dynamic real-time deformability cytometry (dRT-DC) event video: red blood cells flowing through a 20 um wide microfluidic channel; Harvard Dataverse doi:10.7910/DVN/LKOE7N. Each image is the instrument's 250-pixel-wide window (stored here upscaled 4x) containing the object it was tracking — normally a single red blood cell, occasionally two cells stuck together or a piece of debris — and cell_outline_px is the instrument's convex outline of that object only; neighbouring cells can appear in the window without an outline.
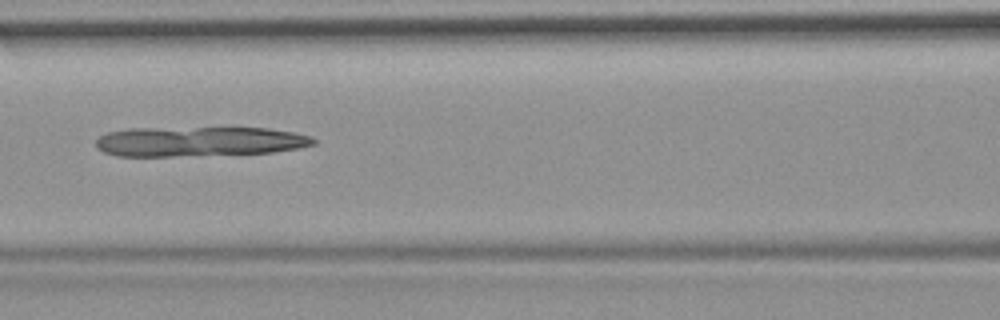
{"species": "common noctule bat (a hibernating species)", "species_latin": "Nyctalus noctula", "temperature_condition": "room temperature", "stored_images_in_passage": 38, "camera_frame_rate_fps": 3000, "um_per_image_px": 0.085, "animal": {"sex": "female", "body_mass_g": 19.9}, "frame": {"image": 1, "passage_image": 8, "time_ms": 2.333, "image_size_px": [1000, 320], "cell_outline_px": [[316, 144], [296, 148], [272, 152], [172, 156], [116, 156], [104, 152], [96, 148], [96, 140], [100, 136], [108, 132], [132, 128], [268, 128], [292, 132], [312, 136], [316, 140]], "centroid_in_image_um": [16.91, 12.02], "position_along_channel_um": 149.7, "area_um2": 37.57}}
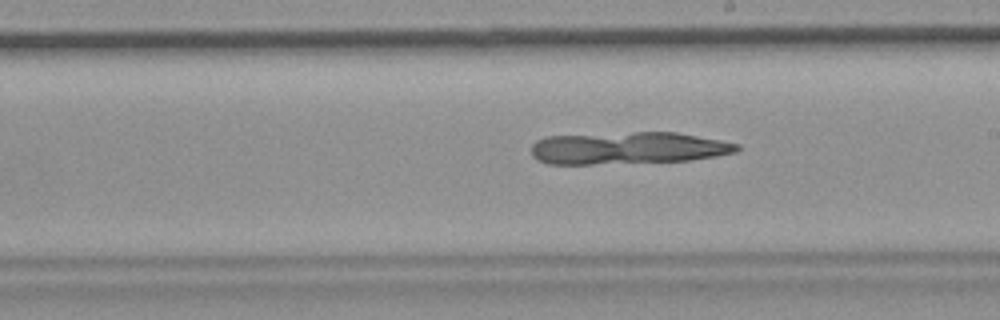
{"frame": {"image": 2, "passage_image": 15, "time_ms": 4.667, "image_size_px": [1000, 320], "cell_outline_px": [[740, 148], [736, 152], [716, 156], [692, 160], [592, 164], [548, 164], [536, 160], [532, 156], [532, 144], [536, 140], [544, 136], [636, 132], [676, 132], [720, 140], [740, 144]], "centroid_in_image_um": [53.35, 12.58], "position_along_channel_um": 235.6, "area_um2": 38.73}}